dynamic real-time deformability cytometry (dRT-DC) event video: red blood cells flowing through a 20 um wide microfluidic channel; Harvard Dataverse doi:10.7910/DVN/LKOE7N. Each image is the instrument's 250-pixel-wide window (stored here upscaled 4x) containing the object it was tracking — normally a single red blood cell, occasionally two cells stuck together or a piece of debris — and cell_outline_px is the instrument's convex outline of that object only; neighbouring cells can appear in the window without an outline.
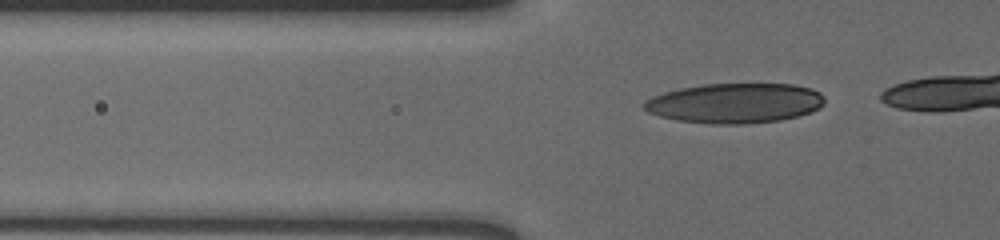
{"species": "human", "species_latin": "Homo sapiens", "temperature_condition": "cold", "stored_images_in_passage": 30, "camera_frame_rate_fps": 3000, "um_per_image_px": 0.085, "donor": {"sex": "male"}, "frame": {"image": 1, "passage_image": 5, "time_ms": 1.333, "image_size_px": [1000, 240], "cell_outline_px": [[824, 104], [820, 108], [812, 112], [780, 120], [744, 124], [708, 124], [676, 120], [660, 116], [648, 112], [640, 108], [640, 104], [644, 100], [652, 96], [664, 92], [680, 88], [704, 84], [792, 84], [812, 88], [820, 92], [824, 96]], "centroid_in_image_um": [62.44, 8.77], "position_along_channel_um": 63.4, "area_um2": 42.48}}
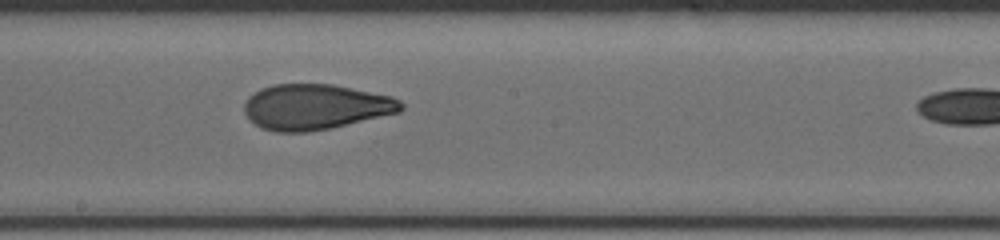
{"frame": {"image": 2, "passage_image": 19, "time_ms": 6.0, "image_size_px": [1000, 240], "cell_outline_px": [[404, 108], [400, 112], [328, 128], [308, 132], [276, 132], [260, 128], [244, 112], [244, 104], [248, 96], [260, 88], [272, 84], [332, 84], [392, 96], [400, 100], [404, 104]], "centroid_in_image_um": [26.8, 9.07], "position_along_channel_um": 221.4, "area_um2": 41.44}}
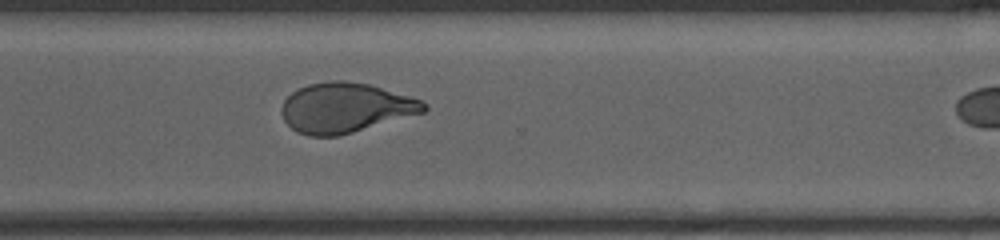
{"frame": {"image": 3, "passage_image": 29, "time_ms": 9.333, "image_size_px": [1000, 240], "cell_outline_px": [[428, 108], [424, 112], [352, 132], [336, 136], [308, 136], [296, 132], [284, 120], [280, 112], [280, 108], [284, 100], [292, 92], [308, 84], [328, 80], [344, 80], [368, 84], [408, 96], [420, 100], [428, 104]], "centroid_in_image_um": [29.31, 9.16], "position_along_channel_um": 341.3, "area_um2": 41.1}}